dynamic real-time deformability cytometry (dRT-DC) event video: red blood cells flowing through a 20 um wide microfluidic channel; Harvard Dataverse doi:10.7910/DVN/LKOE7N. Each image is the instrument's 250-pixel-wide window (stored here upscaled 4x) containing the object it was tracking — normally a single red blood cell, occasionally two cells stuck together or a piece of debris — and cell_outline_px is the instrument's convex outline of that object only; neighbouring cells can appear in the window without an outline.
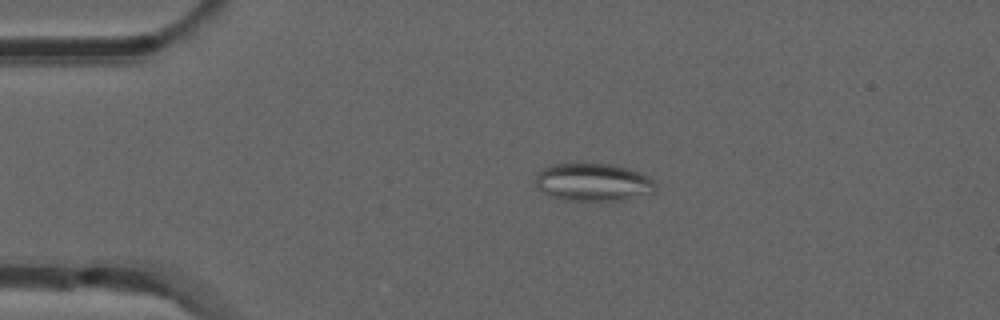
{"species": "common noctule bat (a hibernating species)", "species_latin": "Nyctalus noctula", "temperature_condition": "room temperature", "stored_images_in_passage": 42, "camera_frame_rate_fps": 3000, "um_per_image_px": 0.085, "animal": {"sex": "male", "forearm_length_mm": 52.5}, "frame": {"image": 1, "passage_image": 1, "time_ms": 0.0, "image_size_px": [1000, 320], "cell_outline_px": [[656, 188], [652, 192], [620, 200], [564, 200], [548, 196], [536, 184], [536, 176], [544, 168], [552, 164], [612, 164], [628, 168], [640, 172], [652, 180], [656, 184]], "centroid_in_image_um": [50.4, 15.48], "position_along_channel_um": 34.6, "area_um2": 26.01}}
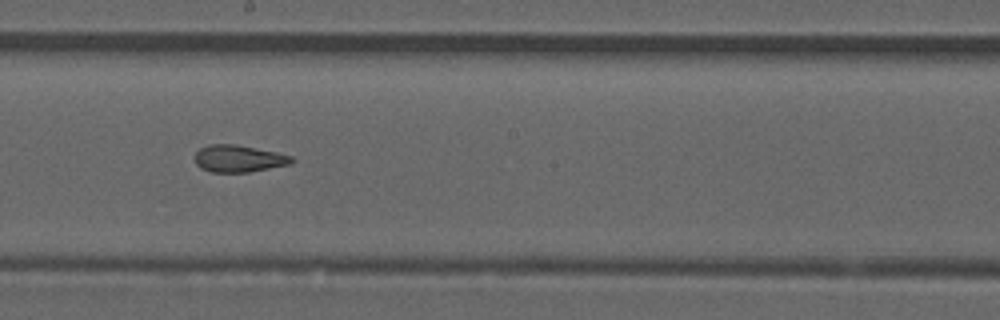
{"frame": {"image": 2, "passage_image": 19, "time_ms": 6.0, "image_size_px": [1000, 320], "cell_outline_px": [[296, 160], [292, 164], [248, 172], [212, 172], [200, 168], [196, 164], [196, 152], [200, 148], [208, 144], [236, 144], [276, 152], [292, 156]], "centroid_in_image_um": [20.31, 13.48], "position_along_channel_um": 227.9, "area_um2": 15.32}}
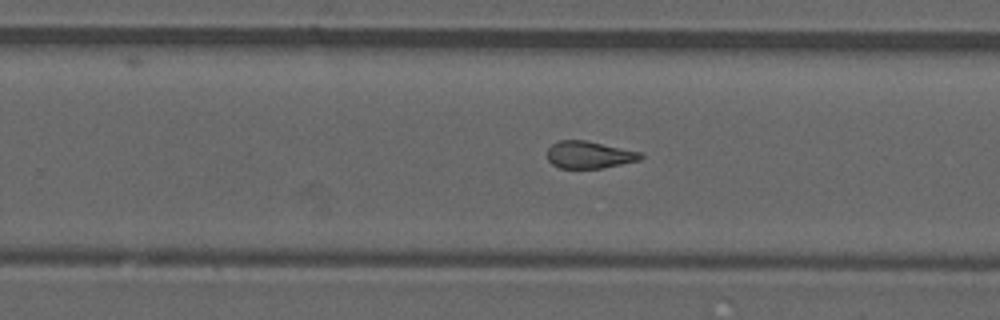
{"frame": {"image": 3, "passage_image": 23, "time_ms": 7.333, "image_size_px": [1000, 320], "cell_outline_px": [[644, 156], [640, 160], [604, 168], [560, 168], [552, 164], [548, 160], [548, 148], [552, 144], [560, 140], [584, 140], [640, 152]], "centroid_in_image_um": [50.07, 13.16], "position_along_channel_um": 279.7, "area_um2": 14.68}, "authors_computed_cell_mechanics": {"area_um2": 15.7794, "velocity_mm_per_s": 3.9025, "shape_relaxation_time_tau1_ms": null, "shape_relaxation_time_tau2_ms": 2.1596, "deformation_change_tau1": null, "deformation_change_tau2": 0.106}}